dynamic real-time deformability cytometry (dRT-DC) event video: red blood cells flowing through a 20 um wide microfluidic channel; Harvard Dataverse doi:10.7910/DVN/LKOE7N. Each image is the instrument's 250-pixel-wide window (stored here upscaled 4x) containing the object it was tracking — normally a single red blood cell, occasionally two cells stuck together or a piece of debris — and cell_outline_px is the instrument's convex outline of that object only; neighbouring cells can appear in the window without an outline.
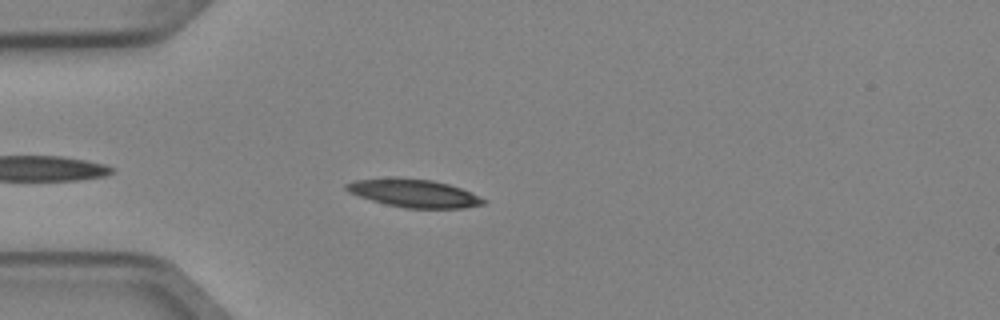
{"species": "Egyptian fruit bat (a non-hibernating species)", "species_latin": "Rousettus aegyptiacus", "temperature_condition": "cold", "stored_images_in_passage": 4, "camera_frame_rate_fps": 3000, "um_per_image_px": 0.085, "animal": {"sex": "female"}, "frame": {"image": 1, "passage_image": 4, "time_ms": 1.0, "image_size_px": [1000, 320], "cell_outline_px": [[488, 200], [484, 204], [464, 208], [404, 208], [384, 204], [348, 192], [344, 188], [344, 184], [356, 180], [388, 176], [396, 176], [432, 180], [448, 184], [472, 192]], "centroid_in_image_um": [35.17, 16.4], "position_along_channel_um": 49.8, "area_um2": 22.83}}